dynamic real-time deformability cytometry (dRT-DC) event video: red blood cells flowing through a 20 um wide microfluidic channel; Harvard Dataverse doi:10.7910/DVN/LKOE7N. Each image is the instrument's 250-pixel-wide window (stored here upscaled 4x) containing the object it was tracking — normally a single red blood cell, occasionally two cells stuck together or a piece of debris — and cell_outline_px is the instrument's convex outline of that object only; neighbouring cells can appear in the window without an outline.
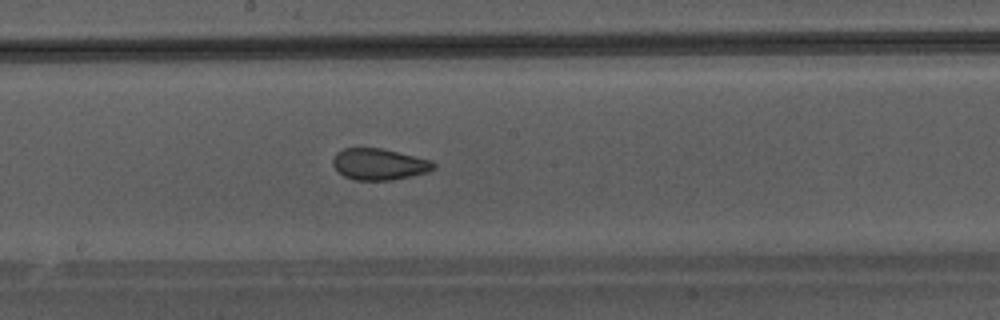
{"species": "Egyptian fruit bat (a non-hibernating species)", "species_latin": "Rousettus aegyptiacus", "temperature_condition": "warm", "stored_images_in_passage": 48, "camera_frame_rate_fps": 3000, "um_per_image_px": 0.085, "animal": {"sex": "male"}, "frame": {"image": 1, "passage_image": 28, "time_ms": 9.0, "image_size_px": [1000, 320], "cell_outline_px": [[436, 168], [428, 172], [392, 180], [356, 180], [344, 176], [332, 164], [332, 160], [336, 152], [344, 148], [380, 148], [432, 160], [436, 164]], "centroid_in_image_um": [32.24, 13.96], "position_along_channel_um": 216.0, "area_um2": 18.38}}